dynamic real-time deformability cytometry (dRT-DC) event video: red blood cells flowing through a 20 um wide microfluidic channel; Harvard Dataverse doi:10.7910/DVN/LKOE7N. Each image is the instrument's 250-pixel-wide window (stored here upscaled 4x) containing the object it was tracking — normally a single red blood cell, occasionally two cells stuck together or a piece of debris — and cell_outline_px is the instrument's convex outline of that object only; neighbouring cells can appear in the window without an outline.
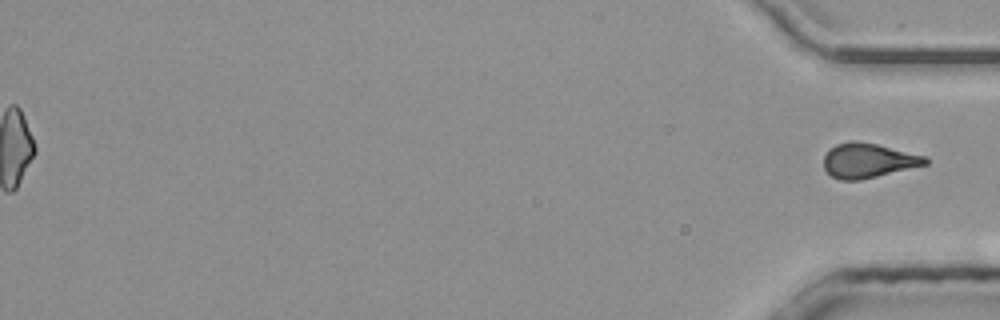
{"species": "common noctule bat (a hibernating species)", "species_latin": "Nyctalus noctula", "temperature_condition": "room temperature", "stored_images_in_passage": 52, "segment_of_instrument_passage": [2, 2], "camera_frame_rate_fps": 3000, "um_per_image_px": 0.085, "animal": {"sex": "male", "body_mass_g": 20.4}, "frame": {"image": 1, "passage_image": 52, "time_ms": 17.0, "image_size_px": [1000, 320], "cell_outline_px": [[928, 164], [860, 180], [840, 180], [832, 176], [824, 168], [824, 156], [836, 144], [852, 140], [856, 140], [876, 144], [928, 156]], "centroid_in_image_um": [73.82, 13.64], "position_along_channel_um": 361.4, "area_um2": 20.4}}